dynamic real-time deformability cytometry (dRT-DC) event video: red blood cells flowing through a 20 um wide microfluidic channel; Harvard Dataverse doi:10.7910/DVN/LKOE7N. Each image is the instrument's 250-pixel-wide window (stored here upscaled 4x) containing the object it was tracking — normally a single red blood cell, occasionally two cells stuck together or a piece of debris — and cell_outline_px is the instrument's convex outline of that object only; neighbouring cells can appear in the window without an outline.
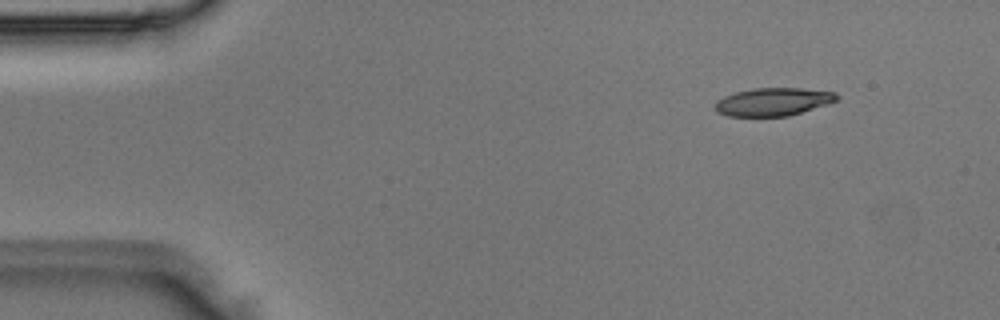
{"species": "Egyptian fruit bat (a non-hibernating species)", "species_latin": "Rousettus aegyptiacus", "temperature_condition": "room temperature", "stored_images_in_passage": 3, "camera_frame_rate_fps": 3000, "um_per_image_px": 0.085, "animal": {"sex": "male"}, "frame": {"image": 1, "passage_image": 1, "time_ms": 0.0, "image_size_px": [1000, 320], "cell_outline_px": [[840, 96], [836, 100], [788, 116], [728, 116], [716, 112], [716, 100], [724, 96], [736, 92], [752, 88], [800, 88], [836, 92]], "centroid_in_image_um": [65.68, 8.64], "position_along_channel_um": 19.3, "area_um2": 19.59}}